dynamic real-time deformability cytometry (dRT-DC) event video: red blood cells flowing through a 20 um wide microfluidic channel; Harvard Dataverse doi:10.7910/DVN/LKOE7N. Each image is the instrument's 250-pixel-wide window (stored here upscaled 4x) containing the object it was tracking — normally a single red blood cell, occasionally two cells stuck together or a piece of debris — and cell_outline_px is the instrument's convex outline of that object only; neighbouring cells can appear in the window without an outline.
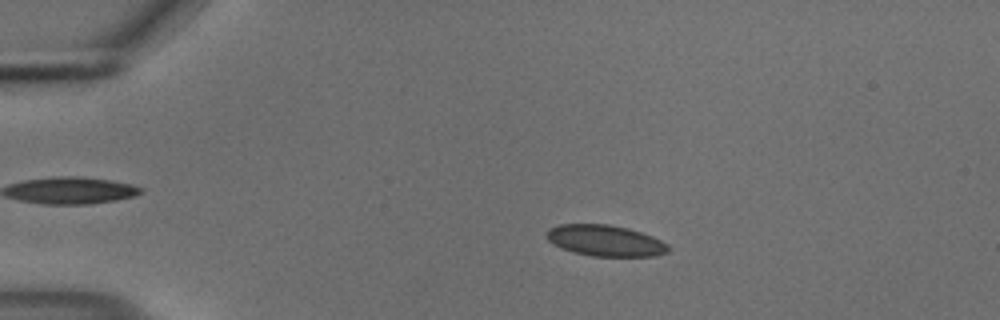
{"species": "common noctule bat (a hibernating species)", "species_latin": "Nyctalus noctula", "temperature_condition": "cold", "stored_images_in_passage": 55, "camera_frame_rate_fps": 3000, "um_per_image_px": 0.085, "animal": {"sex": "male", "body_mass_g": 18.8}, "frame": {"image": 1, "passage_image": 11, "time_ms": 3.333, "image_size_px": [1000, 320], "cell_outline_px": [[672, 248], [668, 252], [656, 256], [592, 256], [572, 252], [560, 248], [548, 240], [548, 228], [560, 224], [608, 224], [628, 228], [652, 236], [668, 244]], "centroid_in_image_um": [51.47, 20.46], "position_along_channel_um": 33.5, "area_um2": 22.14}}
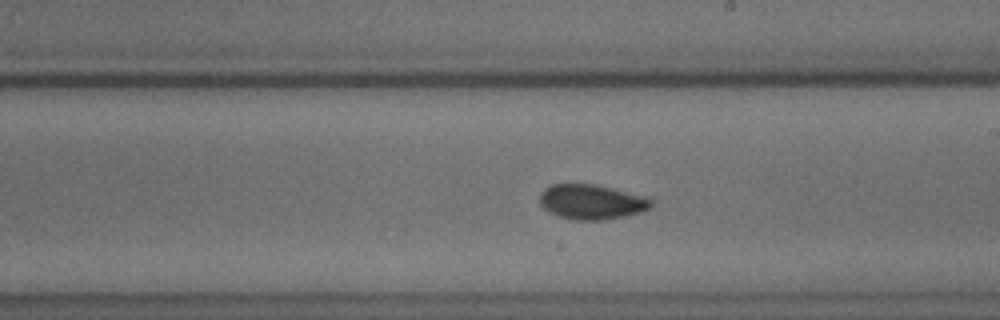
{"frame": {"image": 2, "passage_image": 32, "time_ms": 10.333, "image_size_px": [1000, 320], "cell_outline_px": [[652, 208], [640, 212], [624, 216], [604, 220], [572, 220], [548, 212], [540, 204], [540, 192], [544, 188], [552, 184], [596, 184], [644, 196], [652, 200]], "centroid_in_image_um": [50.27, 17.16], "position_along_channel_um": 238.7, "area_um2": 22.72}}
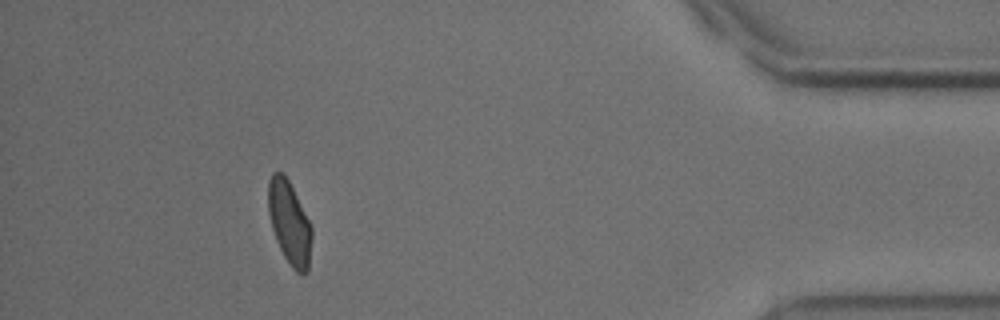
{"frame": {"image": 3, "passage_image": 50, "time_ms": 16.333, "image_size_px": [1000, 320], "cell_outline_px": [[312, 236], [308, 272], [296, 272], [292, 268], [284, 256], [276, 240], [272, 228], [268, 212], [268, 180], [272, 172], [280, 172], [288, 180], [312, 228]], "centroid_in_image_um": [24.59, 18.95], "position_along_channel_um": 410.6, "area_um2": 20.75}, "authors_computed_cell_mechanics": {"area_um2": 22.0796, "velocity_mm_per_s": 3.6778, "shape_relaxation_time_tau1_ms": null, "shape_relaxation_time_tau2_ms": 1.623, "deformation_change_tau1": null, "deformation_change_tau2": 0.0471}}